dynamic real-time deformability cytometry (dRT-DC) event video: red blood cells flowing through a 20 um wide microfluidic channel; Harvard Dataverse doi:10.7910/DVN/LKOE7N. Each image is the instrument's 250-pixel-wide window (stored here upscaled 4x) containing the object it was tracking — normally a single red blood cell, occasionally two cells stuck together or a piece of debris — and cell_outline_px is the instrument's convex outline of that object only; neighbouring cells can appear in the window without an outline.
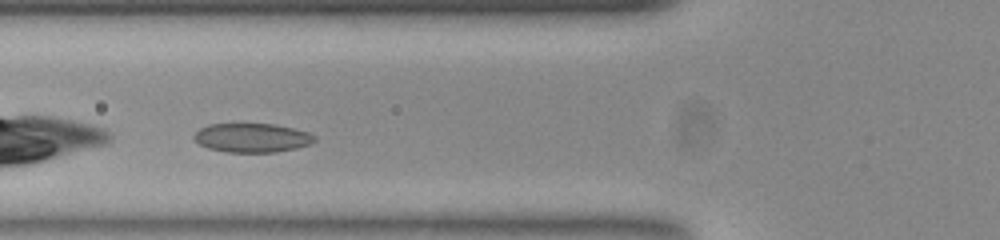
{"species": "common noctule bat (a hibernating species)", "species_latin": "Nyctalus noctula", "temperature_condition": "room temperature", "stored_images_in_passage": 31, "camera_frame_rate_fps": 3000, "um_per_image_px": 0.085, "animal": {"sex": "female", "body_mass_g": 23.0, "forearm_length_mm": 53.4}, "frame": {"image": 1, "passage_image": 5, "time_ms": 1.333, "image_size_px": [1000, 240], "cell_outline_px": [[316, 140], [308, 144], [296, 148], [272, 152], [228, 152], [208, 148], [200, 144], [192, 136], [200, 128], [208, 124], [272, 124], [292, 128], [308, 132], [316, 136]], "centroid_in_image_um": [21.41, 11.71], "position_along_channel_um": 104.4, "area_um2": 20.17}}
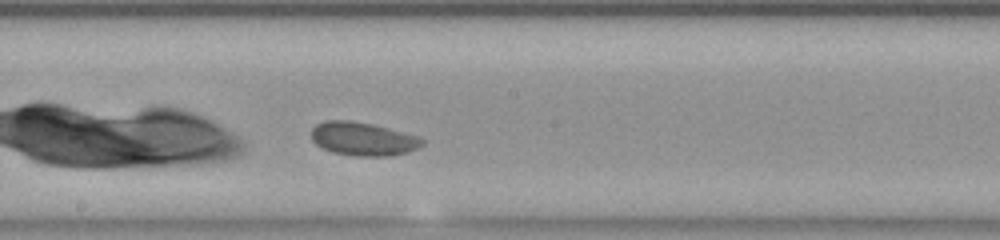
{"frame": {"image": 2, "passage_image": 14, "time_ms": 4.333, "image_size_px": [1000, 240], "cell_outline_px": [[424, 144], [408, 152], [388, 156], [356, 156], [332, 152], [316, 144], [312, 140], [312, 128], [316, 124], [324, 120], [348, 120], [372, 124], [388, 128], [416, 136], [424, 140]], "centroid_in_image_um": [30.83, 11.8], "position_along_channel_um": 217.4, "area_um2": 21.44}}
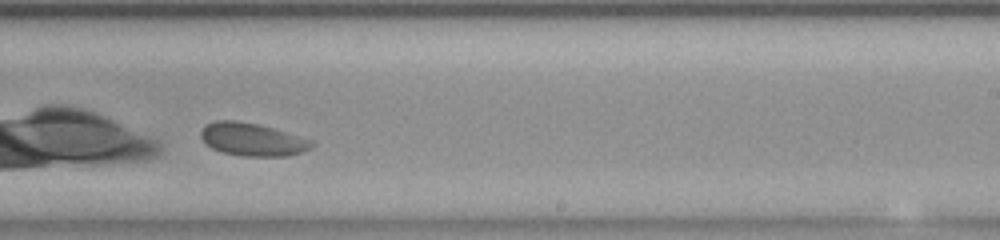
{"frame": {"image": 3, "passage_image": 18, "time_ms": 5.667, "image_size_px": [1000, 240], "cell_outline_px": [[316, 144], [312, 148], [288, 156], [240, 156], [224, 152], [212, 148], [200, 136], [200, 132], [208, 124], [216, 120], [232, 120], [256, 124], [272, 128], [312, 140]], "centroid_in_image_um": [21.48, 11.86], "position_along_channel_um": 267.5, "area_um2": 20.92}, "authors_computed_cell_mechanics": {"area_um2": 20.6924, "velocity_mm_per_s": 3.7675, "shape_relaxation_time_tau1_ms": null, "shape_relaxation_time_tau2_ms": 3.1471, "deformation_change_tau1": null, "deformation_change_tau2": 0.0629}}